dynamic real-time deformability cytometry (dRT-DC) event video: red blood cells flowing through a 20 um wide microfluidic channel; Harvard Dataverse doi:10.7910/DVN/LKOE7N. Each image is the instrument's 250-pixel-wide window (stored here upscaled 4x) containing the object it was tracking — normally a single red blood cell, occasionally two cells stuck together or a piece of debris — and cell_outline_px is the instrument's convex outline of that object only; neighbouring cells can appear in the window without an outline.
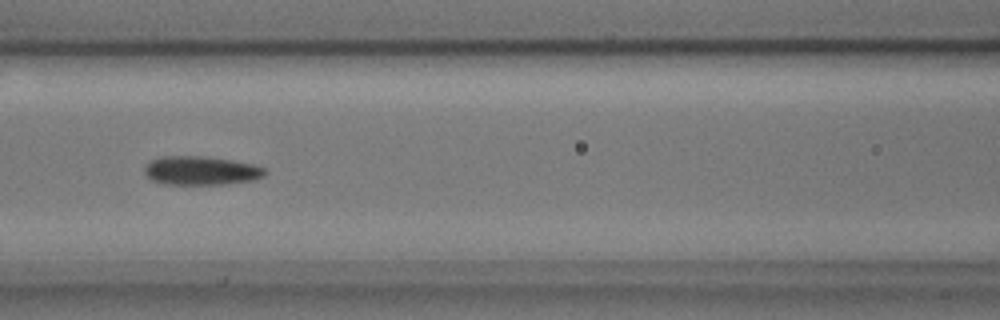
{"species": "common noctule bat (a hibernating species)", "species_latin": "Nyctalus noctula", "temperature_condition": "cold", "stored_images_in_passage": 9, "camera_frame_rate_fps": 3000, "um_per_image_px": 0.085, "animal": {"sex": "male", "body_mass_g": 17.9, "forearm_length_mm": 54.2}, "frame": {"image": 1, "passage_image": 6, "time_ms": 1.667, "image_size_px": [1000, 320], "cell_outline_px": [[268, 172], [264, 176], [256, 180], [228, 184], [164, 184], [152, 180], [144, 172], [144, 164], [160, 156], [204, 156], [232, 160], [252, 164], [264, 168]], "centroid_in_image_um": [17.1, 14.5], "position_along_channel_um": 149.5, "area_um2": 20.4}}
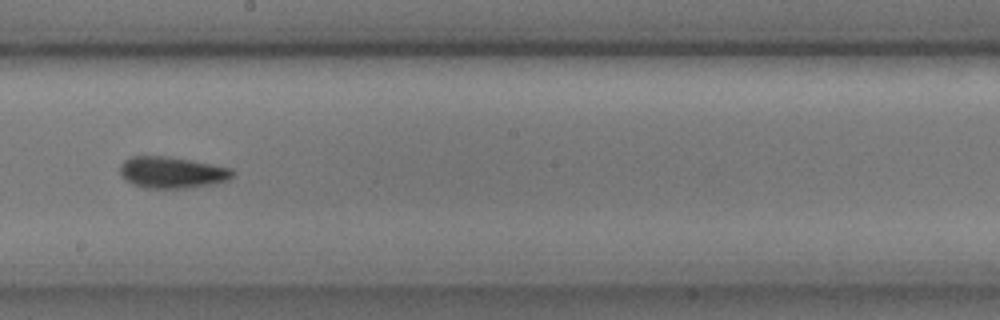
{"frame": {"image": 2, "passage_image": 8, "time_ms": 2.333, "image_size_px": [1000, 320], "cell_outline_px": [[236, 172], [228, 180], [216, 184], [184, 188], [144, 188], [132, 184], [120, 172], [120, 164], [124, 160], [132, 156], [168, 156], [212, 164], [232, 168]], "centroid_in_image_um": [14.65, 14.65], "position_along_channel_um": 233.5, "area_um2": 20.69}}
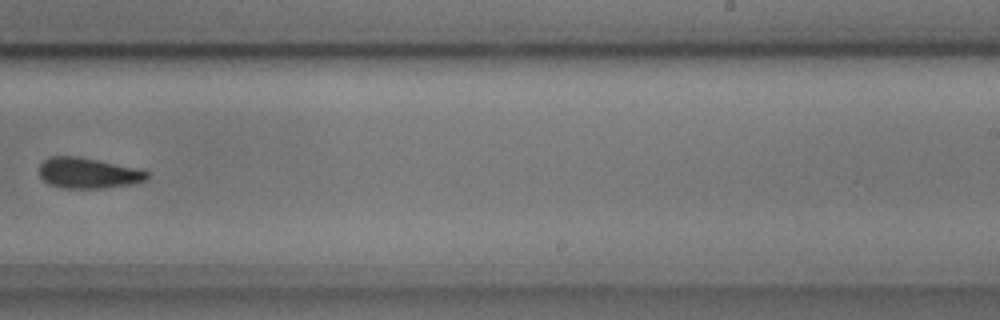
{"frame": {"image": 3, "passage_image": 9, "time_ms": 2.667, "image_size_px": [1000, 320], "cell_outline_px": [[148, 176], [144, 180], [132, 184], [104, 188], [60, 188], [48, 184], [40, 176], [40, 164], [44, 160], [52, 156], [76, 156], [140, 168], [148, 172]], "centroid_in_image_um": [7.49, 14.71], "position_along_channel_um": 281.5, "area_um2": 19.25}}